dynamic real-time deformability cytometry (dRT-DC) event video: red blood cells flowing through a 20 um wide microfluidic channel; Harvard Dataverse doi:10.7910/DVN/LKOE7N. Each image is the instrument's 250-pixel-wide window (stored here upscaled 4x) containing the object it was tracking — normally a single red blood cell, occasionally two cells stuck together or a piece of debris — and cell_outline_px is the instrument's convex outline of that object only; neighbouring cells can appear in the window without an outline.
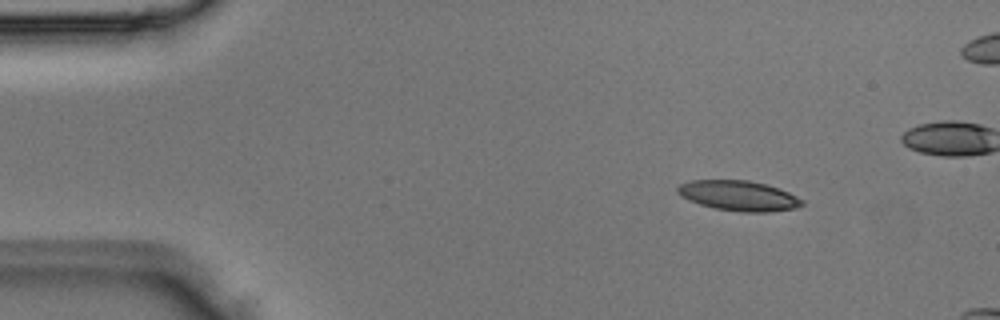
{"species": "Egyptian fruit bat (a non-hibernating species)", "species_latin": "Rousettus aegyptiacus", "temperature_condition": "room temperature", "stored_images_in_passage": 3, "camera_frame_rate_fps": 3000, "um_per_image_px": 0.085, "animal": {"sex": "male"}, "frame": {"image": 1, "passage_image": 1, "time_ms": 0.0, "image_size_px": [1000, 320], "cell_outline_px": [[804, 204], [796, 208], [768, 212], [740, 212], [716, 208], [700, 204], [688, 200], [680, 196], [676, 192], [676, 188], [680, 184], [692, 180], [748, 180], [780, 188], [804, 200]], "centroid_in_image_um": [62.78, 16.63], "position_along_channel_um": 22.2, "area_um2": 21.91}}